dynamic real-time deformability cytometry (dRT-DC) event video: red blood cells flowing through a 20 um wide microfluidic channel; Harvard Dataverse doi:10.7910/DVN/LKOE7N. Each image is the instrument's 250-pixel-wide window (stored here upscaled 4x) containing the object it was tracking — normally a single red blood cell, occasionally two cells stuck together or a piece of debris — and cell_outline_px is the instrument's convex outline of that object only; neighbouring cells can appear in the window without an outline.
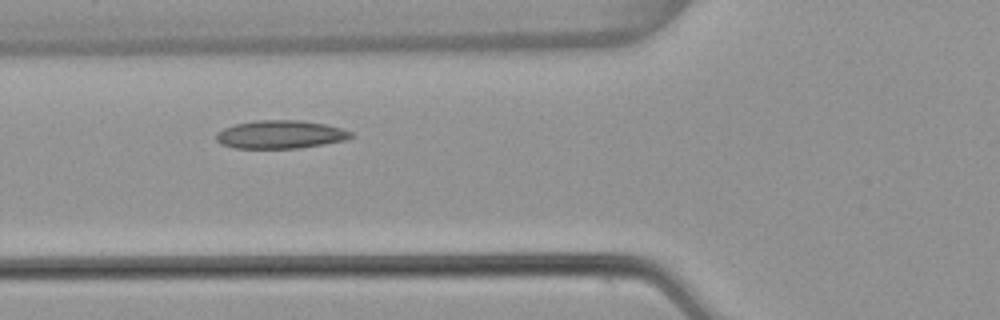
{"species": "common noctule bat (a hibernating species)", "species_latin": "Nyctalus noctula", "temperature_condition": "warm", "stored_images_in_passage": 5, "camera_frame_rate_fps": 3000, "um_per_image_px": 0.085, "animal": {"sex": "female", "body_mass_g": 22.7, "forearm_length_mm": 54.2}, "frame": {"image": 1, "passage_image": 4, "time_ms": 1.0, "image_size_px": [1000, 320], "cell_outline_px": [[356, 136], [348, 140], [300, 148], [232, 148], [220, 144], [216, 140], [216, 132], [224, 128], [236, 124], [256, 120], [300, 120], [324, 124], [340, 128], [352, 132]], "centroid_in_image_um": [23.84, 11.44], "position_along_channel_um": 102.0, "area_um2": 22.31}}
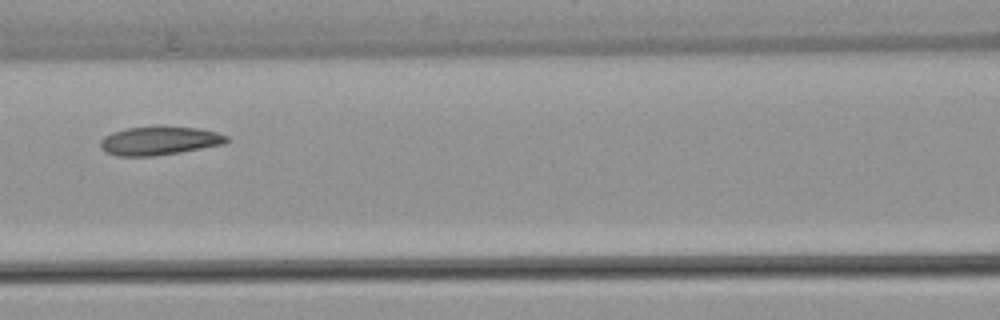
{"frame": {"image": 2, "passage_image": 5, "time_ms": 1.333, "image_size_px": [1000, 320], "cell_outline_px": [[228, 140], [224, 144], [180, 152], [156, 156], [116, 156], [104, 152], [100, 148], [100, 140], [104, 136], [112, 132], [128, 128], [160, 124], [164, 124], [200, 128], [216, 132], [228, 136]], "centroid_in_image_um": [13.52, 11.93], "position_along_channel_um": 153.1, "area_um2": 21.73}}